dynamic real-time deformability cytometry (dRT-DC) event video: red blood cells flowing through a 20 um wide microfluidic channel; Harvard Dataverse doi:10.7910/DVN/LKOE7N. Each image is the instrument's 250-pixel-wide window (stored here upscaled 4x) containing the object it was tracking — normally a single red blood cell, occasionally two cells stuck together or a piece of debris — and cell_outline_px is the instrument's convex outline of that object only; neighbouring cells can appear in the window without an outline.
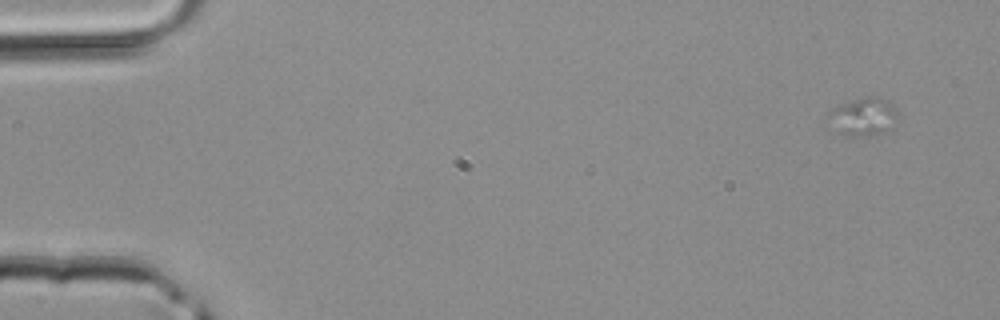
{"species": "common noctule bat (a hibernating species)", "species_latin": "Nyctalus noctula", "temperature_condition": "room temperature", "stored_images_in_passage": 15, "camera_frame_rate_fps": 3000, "um_per_image_px": 0.085, "animal": {"sex": "male", "body_mass_g": 20.4}, "frame": {"image": 1, "passage_image": 1, "time_ms": 0.0, "image_size_px": [1000, 320], "cell_outline_px": [[896, 116], [892, 128], [868, 136], [852, 136], [840, 132], [832, 112], [832, 108], [840, 104], [864, 96], [872, 96], [884, 100], [896, 108]], "centroid_in_image_um": [73.48, 9.89], "position_along_channel_um": 11.5, "area_um2": 14.28}}
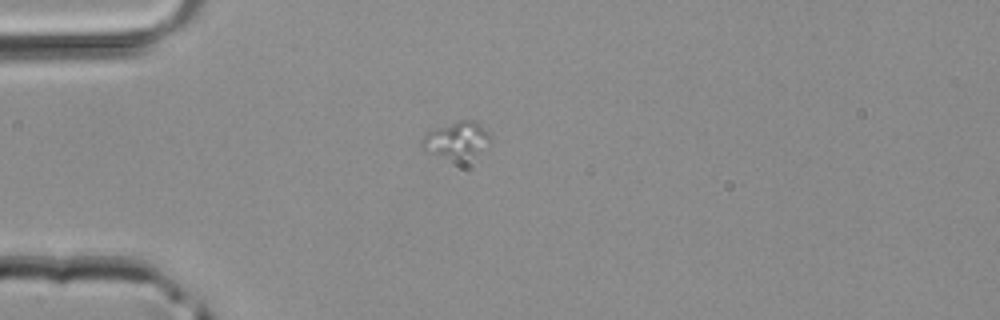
{"frame": {"image": 2, "passage_image": 11, "time_ms": 3.333, "image_size_px": [1000, 320], "cell_outline_px": [[492, 140], [472, 152], [428, 152], [420, 144], [420, 140], [428, 132], [436, 128], [460, 120], [472, 120], [480, 124], [492, 136]], "centroid_in_image_um": [38.79, 11.7], "position_along_channel_um": 46.2, "area_um2": 12.37}}